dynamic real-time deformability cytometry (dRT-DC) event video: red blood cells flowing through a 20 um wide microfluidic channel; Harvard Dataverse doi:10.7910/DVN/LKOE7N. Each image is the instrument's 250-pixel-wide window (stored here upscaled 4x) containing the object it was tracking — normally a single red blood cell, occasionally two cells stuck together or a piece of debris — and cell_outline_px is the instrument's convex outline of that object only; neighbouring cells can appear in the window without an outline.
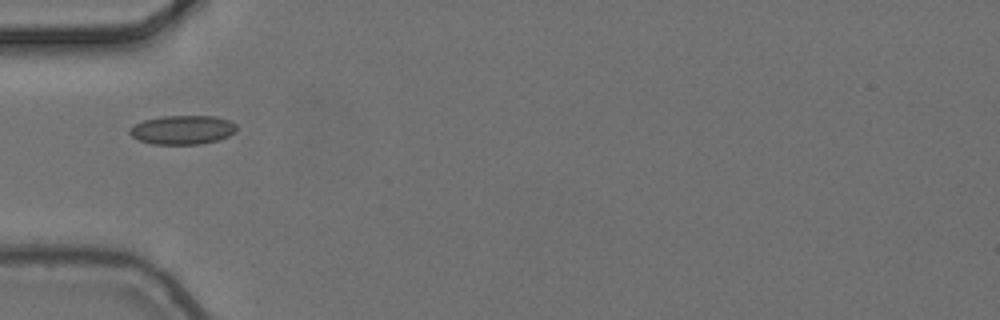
{"species": "common noctule bat (a hibernating species)", "species_latin": "Nyctalus noctula", "temperature_condition": "cold", "stored_images_in_passage": 1, "camera_frame_rate_fps": 3000, "um_per_image_px": 0.085, "animal": {"sex": "female", "body_mass_g": 24.6, "forearm_length_mm": 56.2}, "frame": {"image": 1, "passage_image": 1, "time_ms": 0.0, "image_size_px": [1000, 320], "cell_outline_px": [[236, 132], [228, 136], [216, 140], [200, 144], [152, 144], [136, 140], [128, 132], [128, 128], [144, 120], [164, 116], [212, 116], [232, 120], [236, 124]], "centroid_in_image_um": [15.5, 11.04], "position_along_channel_um": 69.5, "area_um2": 18.15}}